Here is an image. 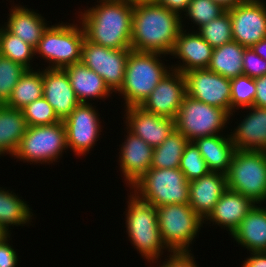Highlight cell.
I'll return each instance as SVG.
<instances>
[{
  "instance_id": "obj_1",
  "label": "cell",
  "mask_w": 266,
  "mask_h": 267,
  "mask_svg": "<svg viewBox=\"0 0 266 267\" xmlns=\"http://www.w3.org/2000/svg\"><path fill=\"white\" fill-rule=\"evenodd\" d=\"M183 17L158 4L134 6L132 50L170 55L180 30L186 26Z\"/></svg>"
},
{
  "instance_id": "obj_2",
  "label": "cell",
  "mask_w": 266,
  "mask_h": 267,
  "mask_svg": "<svg viewBox=\"0 0 266 267\" xmlns=\"http://www.w3.org/2000/svg\"><path fill=\"white\" fill-rule=\"evenodd\" d=\"M97 5L84 9L77 22L85 38L112 49L131 48L133 5L119 0H97Z\"/></svg>"
},
{
  "instance_id": "obj_3",
  "label": "cell",
  "mask_w": 266,
  "mask_h": 267,
  "mask_svg": "<svg viewBox=\"0 0 266 267\" xmlns=\"http://www.w3.org/2000/svg\"><path fill=\"white\" fill-rule=\"evenodd\" d=\"M125 227L129 241L150 265L161 260L165 250L171 253L162 241L156 208L139 199L133 192L128 195ZM160 258V259H159Z\"/></svg>"
},
{
  "instance_id": "obj_4",
  "label": "cell",
  "mask_w": 266,
  "mask_h": 267,
  "mask_svg": "<svg viewBox=\"0 0 266 267\" xmlns=\"http://www.w3.org/2000/svg\"><path fill=\"white\" fill-rule=\"evenodd\" d=\"M162 54L131 50L127 59L124 82L118 95L124 98V108L140 106L162 78L172 68L161 60Z\"/></svg>"
},
{
  "instance_id": "obj_5",
  "label": "cell",
  "mask_w": 266,
  "mask_h": 267,
  "mask_svg": "<svg viewBox=\"0 0 266 267\" xmlns=\"http://www.w3.org/2000/svg\"><path fill=\"white\" fill-rule=\"evenodd\" d=\"M129 189L155 208L177 203L189 204V181L179 168H150Z\"/></svg>"
},
{
  "instance_id": "obj_6",
  "label": "cell",
  "mask_w": 266,
  "mask_h": 267,
  "mask_svg": "<svg viewBox=\"0 0 266 267\" xmlns=\"http://www.w3.org/2000/svg\"><path fill=\"white\" fill-rule=\"evenodd\" d=\"M61 23L49 25L35 47V55L49 62L46 68L63 69L81 61L85 39L82 24Z\"/></svg>"
},
{
  "instance_id": "obj_7",
  "label": "cell",
  "mask_w": 266,
  "mask_h": 267,
  "mask_svg": "<svg viewBox=\"0 0 266 267\" xmlns=\"http://www.w3.org/2000/svg\"><path fill=\"white\" fill-rule=\"evenodd\" d=\"M227 187L255 204L266 202V151L235 150L226 174Z\"/></svg>"
},
{
  "instance_id": "obj_8",
  "label": "cell",
  "mask_w": 266,
  "mask_h": 267,
  "mask_svg": "<svg viewBox=\"0 0 266 267\" xmlns=\"http://www.w3.org/2000/svg\"><path fill=\"white\" fill-rule=\"evenodd\" d=\"M162 241L171 253L192 252L204 220L189 204H169L156 207Z\"/></svg>"
},
{
  "instance_id": "obj_9",
  "label": "cell",
  "mask_w": 266,
  "mask_h": 267,
  "mask_svg": "<svg viewBox=\"0 0 266 267\" xmlns=\"http://www.w3.org/2000/svg\"><path fill=\"white\" fill-rule=\"evenodd\" d=\"M66 149V129L61 120L52 125L28 126L13 157L25 163L50 165L59 162Z\"/></svg>"
},
{
  "instance_id": "obj_10",
  "label": "cell",
  "mask_w": 266,
  "mask_h": 267,
  "mask_svg": "<svg viewBox=\"0 0 266 267\" xmlns=\"http://www.w3.org/2000/svg\"><path fill=\"white\" fill-rule=\"evenodd\" d=\"M230 114L218 107L186 95L175 118V129L189 141L221 134L228 127Z\"/></svg>"
},
{
  "instance_id": "obj_11",
  "label": "cell",
  "mask_w": 266,
  "mask_h": 267,
  "mask_svg": "<svg viewBox=\"0 0 266 267\" xmlns=\"http://www.w3.org/2000/svg\"><path fill=\"white\" fill-rule=\"evenodd\" d=\"M132 48L112 49L83 41L81 63L101 76L109 89L116 93L124 82L127 59Z\"/></svg>"
},
{
  "instance_id": "obj_12",
  "label": "cell",
  "mask_w": 266,
  "mask_h": 267,
  "mask_svg": "<svg viewBox=\"0 0 266 267\" xmlns=\"http://www.w3.org/2000/svg\"><path fill=\"white\" fill-rule=\"evenodd\" d=\"M97 111L96 106L91 103H79L71 114L63 120L67 147L78 157L90 153V149L99 140L102 124Z\"/></svg>"
},
{
  "instance_id": "obj_13",
  "label": "cell",
  "mask_w": 266,
  "mask_h": 267,
  "mask_svg": "<svg viewBox=\"0 0 266 267\" xmlns=\"http://www.w3.org/2000/svg\"><path fill=\"white\" fill-rule=\"evenodd\" d=\"M187 95L231 114L230 79L208 69L184 73Z\"/></svg>"
},
{
  "instance_id": "obj_14",
  "label": "cell",
  "mask_w": 266,
  "mask_h": 267,
  "mask_svg": "<svg viewBox=\"0 0 266 267\" xmlns=\"http://www.w3.org/2000/svg\"><path fill=\"white\" fill-rule=\"evenodd\" d=\"M228 11L232 22L233 41L249 48L266 38L264 0H246Z\"/></svg>"
},
{
  "instance_id": "obj_15",
  "label": "cell",
  "mask_w": 266,
  "mask_h": 267,
  "mask_svg": "<svg viewBox=\"0 0 266 267\" xmlns=\"http://www.w3.org/2000/svg\"><path fill=\"white\" fill-rule=\"evenodd\" d=\"M186 95L184 74L172 69L139 107L146 112L175 120Z\"/></svg>"
},
{
  "instance_id": "obj_16",
  "label": "cell",
  "mask_w": 266,
  "mask_h": 267,
  "mask_svg": "<svg viewBox=\"0 0 266 267\" xmlns=\"http://www.w3.org/2000/svg\"><path fill=\"white\" fill-rule=\"evenodd\" d=\"M126 128L151 147L160 146L175 129V120L146 112L139 106L125 108Z\"/></svg>"
},
{
  "instance_id": "obj_17",
  "label": "cell",
  "mask_w": 266,
  "mask_h": 267,
  "mask_svg": "<svg viewBox=\"0 0 266 267\" xmlns=\"http://www.w3.org/2000/svg\"><path fill=\"white\" fill-rule=\"evenodd\" d=\"M212 53L211 45L195 30L187 33V29L182 28L170 54L180 59L179 64L172 63L171 68L183 74L194 69H207Z\"/></svg>"
},
{
  "instance_id": "obj_18",
  "label": "cell",
  "mask_w": 266,
  "mask_h": 267,
  "mask_svg": "<svg viewBox=\"0 0 266 267\" xmlns=\"http://www.w3.org/2000/svg\"><path fill=\"white\" fill-rule=\"evenodd\" d=\"M125 129L127 135L119 148L118 162L126 186L131 187L151 168L154 148Z\"/></svg>"
},
{
  "instance_id": "obj_19",
  "label": "cell",
  "mask_w": 266,
  "mask_h": 267,
  "mask_svg": "<svg viewBox=\"0 0 266 267\" xmlns=\"http://www.w3.org/2000/svg\"><path fill=\"white\" fill-rule=\"evenodd\" d=\"M42 79L43 97L63 121L80 103L71 87L69 77L64 69L44 68Z\"/></svg>"
},
{
  "instance_id": "obj_20",
  "label": "cell",
  "mask_w": 266,
  "mask_h": 267,
  "mask_svg": "<svg viewBox=\"0 0 266 267\" xmlns=\"http://www.w3.org/2000/svg\"><path fill=\"white\" fill-rule=\"evenodd\" d=\"M254 205L255 203L244 195L227 189L204 219V223L207 221L209 222L206 224L209 223V225L211 222L212 225L215 223V226L217 224L221 229L226 228L228 233L232 235Z\"/></svg>"
},
{
  "instance_id": "obj_21",
  "label": "cell",
  "mask_w": 266,
  "mask_h": 267,
  "mask_svg": "<svg viewBox=\"0 0 266 267\" xmlns=\"http://www.w3.org/2000/svg\"><path fill=\"white\" fill-rule=\"evenodd\" d=\"M243 120L230 132L237 150L266 151V108L252 106Z\"/></svg>"
},
{
  "instance_id": "obj_22",
  "label": "cell",
  "mask_w": 266,
  "mask_h": 267,
  "mask_svg": "<svg viewBox=\"0 0 266 267\" xmlns=\"http://www.w3.org/2000/svg\"><path fill=\"white\" fill-rule=\"evenodd\" d=\"M227 189L226 175L209 172L189 182V205L204 220Z\"/></svg>"
},
{
  "instance_id": "obj_23",
  "label": "cell",
  "mask_w": 266,
  "mask_h": 267,
  "mask_svg": "<svg viewBox=\"0 0 266 267\" xmlns=\"http://www.w3.org/2000/svg\"><path fill=\"white\" fill-rule=\"evenodd\" d=\"M69 77L71 87L80 103H90V99H107L113 92L104 79L81 62L63 68Z\"/></svg>"
},
{
  "instance_id": "obj_24",
  "label": "cell",
  "mask_w": 266,
  "mask_h": 267,
  "mask_svg": "<svg viewBox=\"0 0 266 267\" xmlns=\"http://www.w3.org/2000/svg\"><path fill=\"white\" fill-rule=\"evenodd\" d=\"M9 10L4 27L35 48L49 25L46 19L24 5H12Z\"/></svg>"
},
{
  "instance_id": "obj_25",
  "label": "cell",
  "mask_w": 266,
  "mask_h": 267,
  "mask_svg": "<svg viewBox=\"0 0 266 267\" xmlns=\"http://www.w3.org/2000/svg\"><path fill=\"white\" fill-rule=\"evenodd\" d=\"M231 237L249 252L266 251V207L255 204Z\"/></svg>"
},
{
  "instance_id": "obj_26",
  "label": "cell",
  "mask_w": 266,
  "mask_h": 267,
  "mask_svg": "<svg viewBox=\"0 0 266 267\" xmlns=\"http://www.w3.org/2000/svg\"><path fill=\"white\" fill-rule=\"evenodd\" d=\"M223 135L222 133L209 137H200L193 142L206 161L209 171L226 175L236 149L231 136L229 134Z\"/></svg>"
},
{
  "instance_id": "obj_27",
  "label": "cell",
  "mask_w": 266,
  "mask_h": 267,
  "mask_svg": "<svg viewBox=\"0 0 266 267\" xmlns=\"http://www.w3.org/2000/svg\"><path fill=\"white\" fill-rule=\"evenodd\" d=\"M27 127L21 109L0 105V157L6 153L13 158Z\"/></svg>"
},
{
  "instance_id": "obj_28",
  "label": "cell",
  "mask_w": 266,
  "mask_h": 267,
  "mask_svg": "<svg viewBox=\"0 0 266 267\" xmlns=\"http://www.w3.org/2000/svg\"><path fill=\"white\" fill-rule=\"evenodd\" d=\"M245 48L236 41L214 48L207 69L228 79L243 75L242 59Z\"/></svg>"
},
{
  "instance_id": "obj_29",
  "label": "cell",
  "mask_w": 266,
  "mask_h": 267,
  "mask_svg": "<svg viewBox=\"0 0 266 267\" xmlns=\"http://www.w3.org/2000/svg\"><path fill=\"white\" fill-rule=\"evenodd\" d=\"M7 188L0 187V226L11 234V226H25L30 224L33 217L30 208L24 199Z\"/></svg>"
},
{
  "instance_id": "obj_30",
  "label": "cell",
  "mask_w": 266,
  "mask_h": 267,
  "mask_svg": "<svg viewBox=\"0 0 266 267\" xmlns=\"http://www.w3.org/2000/svg\"><path fill=\"white\" fill-rule=\"evenodd\" d=\"M43 97V79L40 69L26 70L15 85L12 95L5 104L9 108L22 109Z\"/></svg>"
},
{
  "instance_id": "obj_31",
  "label": "cell",
  "mask_w": 266,
  "mask_h": 267,
  "mask_svg": "<svg viewBox=\"0 0 266 267\" xmlns=\"http://www.w3.org/2000/svg\"><path fill=\"white\" fill-rule=\"evenodd\" d=\"M189 140L176 129L153 150L151 168H179L180 159Z\"/></svg>"
},
{
  "instance_id": "obj_32",
  "label": "cell",
  "mask_w": 266,
  "mask_h": 267,
  "mask_svg": "<svg viewBox=\"0 0 266 267\" xmlns=\"http://www.w3.org/2000/svg\"><path fill=\"white\" fill-rule=\"evenodd\" d=\"M0 55L21 64L27 70L33 69L31 62L35 58V48L10 33L3 25H0Z\"/></svg>"
},
{
  "instance_id": "obj_33",
  "label": "cell",
  "mask_w": 266,
  "mask_h": 267,
  "mask_svg": "<svg viewBox=\"0 0 266 267\" xmlns=\"http://www.w3.org/2000/svg\"><path fill=\"white\" fill-rule=\"evenodd\" d=\"M196 32L206 40L213 49L233 41L232 22L229 11L226 10L219 17L199 27Z\"/></svg>"
},
{
  "instance_id": "obj_34",
  "label": "cell",
  "mask_w": 266,
  "mask_h": 267,
  "mask_svg": "<svg viewBox=\"0 0 266 267\" xmlns=\"http://www.w3.org/2000/svg\"><path fill=\"white\" fill-rule=\"evenodd\" d=\"M231 82V114L237 110L252 107L254 104L256 86L255 79L246 75L230 79ZM236 109V110H235Z\"/></svg>"
},
{
  "instance_id": "obj_35",
  "label": "cell",
  "mask_w": 266,
  "mask_h": 267,
  "mask_svg": "<svg viewBox=\"0 0 266 267\" xmlns=\"http://www.w3.org/2000/svg\"><path fill=\"white\" fill-rule=\"evenodd\" d=\"M27 69L0 55V105L6 104L20 77Z\"/></svg>"
},
{
  "instance_id": "obj_36",
  "label": "cell",
  "mask_w": 266,
  "mask_h": 267,
  "mask_svg": "<svg viewBox=\"0 0 266 267\" xmlns=\"http://www.w3.org/2000/svg\"><path fill=\"white\" fill-rule=\"evenodd\" d=\"M179 169L190 182L207 175L210 171L206 161L193 141H189L180 159Z\"/></svg>"
},
{
  "instance_id": "obj_37",
  "label": "cell",
  "mask_w": 266,
  "mask_h": 267,
  "mask_svg": "<svg viewBox=\"0 0 266 267\" xmlns=\"http://www.w3.org/2000/svg\"><path fill=\"white\" fill-rule=\"evenodd\" d=\"M225 11L221 5L214 3L212 0H191L183 14L186 16L185 19L188 17V20L191 19V22L195 24L194 26L199 28L219 17Z\"/></svg>"
},
{
  "instance_id": "obj_38",
  "label": "cell",
  "mask_w": 266,
  "mask_h": 267,
  "mask_svg": "<svg viewBox=\"0 0 266 267\" xmlns=\"http://www.w3.org/2000/svg\"><path fill=\"white\" fill-rule=\"evenodd\" d=\"M21 110L27 126L52 125L61 121L44 97L33 101Z\"/></svg>"
},
{
  "instance_id": "obj_39",
  "label": "cell",
  "mask_w": 266,
  "mask_h": 267,
  "mask_svg": "<svg viewBox=\"0 0 266 267\" xmlns=\"http://www.w3.org/2000/svg\"><path fill=\"white\" fill-rule=\"evenodd\" d=\"M242 60L243 75L254 79L266 75V60L256 54L251 47L245 48Z\"/></svg>"
},
{
  "instance_id": "obj_40",
  "label": "cell",
  "mask_w": 266,
  "mask_h": 267,
  "mask_svg": "<svg viewBox=\"0 0 266 267\" xmlns=\"http://www.w3.org/2000/svg\"><path fill=\"white\" fill-rule=\"evenodd\" d=\"M164 262H156L158 267H200L197 265L195 256L190 252L170 253Z\"/></svg>"
},
{
  "instance_id": "obj_41",
  "label": "cell",
  "mask_w": 266,
  "mask_h": 267,
  "mask_svg": "<svg viewBox=\"0 0 266 267\" xmlns=\"http://www.w3.org/2000/svg\"><path fill=\"white\" fill-rule=\"evenodd\" d=\"M11 234L0 242V267H16L18 266V254L13 245L9 244ZM9 242V243H8Z\"/></svg>"
},
{
  "instance_id": "obj_42",
  "label": "cell",
  "mask_w": 266,
  "mask_h": 267,
  "mask_svg": "<svg viewBox=\"0 0 266 267\" xmlns=\"http://www.w3.org/2000/svg\"><path fill=\"white\" fill-rule=\"evenodd\" d=\"M256 94L253 106L266 108V75L255 78Z\"/></svg>"
},
{
  "instance_id": "obj_43",
  "label": "cell",
  "mask_w": 266,
  "mask_h": 267,
  "mask_svg": "<svg viewBox=\"0 0 266 267\" xmlns=\"http://www.w3.org/2000/svg\"><path fill=\"white\" fill-rule=\"evenodd\" d=\"M190 2L191 0H158L157 4L182 16Z\"/></svg>"
},
{
  "instance_id": "obj_44",
  "label": "cell",
  "mask_w": 266,
  "mask_h": 267,
  "mask_svg": "<svg viewBox=\"0 0 266 267\" xmlns=\"http://www.w3.org/2000/svg\"><path fill=\"white\" fill-rule=\"evenodd\" d=\"M250 255L242 261L241 267H266V251L250 252Z\"/></svg>"
},
{
  "instance_id": "obj_45",
  "label": "cell",
  "mask_w": 266,
  "mask_h": 267,
  "mask_svg": "<svg viewBox=\"0 0 266 267\" xmlns=\"http://www.w3.org/2000/svg\"><path fill=\"white\" fill-rule=\"evenodd\" d=\"M256 54L266 60V38H263L258 43L251 47Z\"/></svg>"
},
{
  "instance_id": "obj_46",
  "label": "cell",
  "mask_w": 266,
  "mask_h": 267,
  "mask_svg": "<svg viewBox=\"0 0 266 267\" xmlns=\"http://www.w3.org/2000/svg\"><path fill=\"white\" fill-rule=\"evenodd\" d=\"M212 1L214 3L221 5L225 10H229L245 2L246 0H212Z\"/></svg>"
},
{
  "instance_id": "obj_47",
  "label": "cell",
  "mask_w": 266,
  "mask_h": 267,
  "mask_svg": "<svg viewBox=\"0 0 266 267\" xmlns=\"http://www.w3.org/2000/svg\"><path fill=\"white\" fill-rule=\"evenodd\" d=\"M125 3H129L130 5L137 6L142 4H157L158 0H119Z\"/></svg>"
},
{
  "instance_id": "obj_48",
  "label": "cell",
  "mask_w": 266,
  "mask_h": 267,
  "mask_svg": "<svg viewBox=\"0 0 266 267\" xmlns=\"http://www.w3.org/2000/svg\"><path fill=\"white\" fill-rule=\"evenodd\" d=\"M10 235L2 226H0V242Z\"/></svg>"
}]
</instances>
